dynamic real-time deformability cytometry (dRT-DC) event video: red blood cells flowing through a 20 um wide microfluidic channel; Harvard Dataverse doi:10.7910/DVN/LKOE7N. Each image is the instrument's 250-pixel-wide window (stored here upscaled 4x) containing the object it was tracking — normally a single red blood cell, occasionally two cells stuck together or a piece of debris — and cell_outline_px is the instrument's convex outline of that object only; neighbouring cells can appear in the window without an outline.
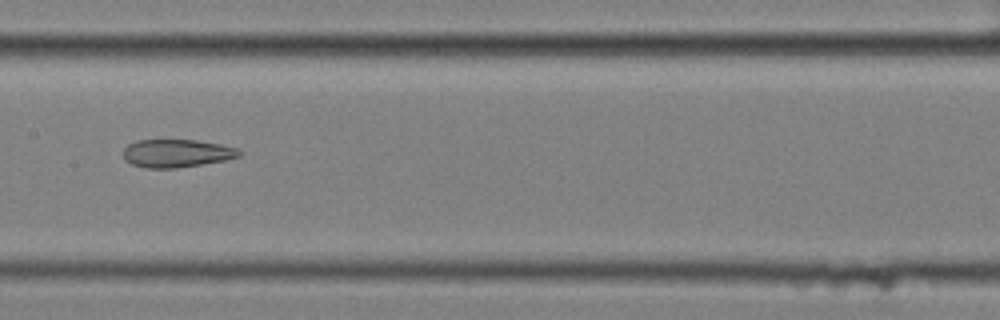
{"species": "common noctule bat (a hibernating species)", "species_latin": "Nyctalus noctula", "temperature_condition": "cold", "stored_images_in_passage": 9, "camera_frame_rate_fps": 3000, "um_per_image_px": 0.085, "animal": {"sex": "female", "body_mass_g": 25.1}, "frame": {"image": 1, "passage_image": 6, "time_ms": 1.667, "image_size_px": [1000, 320], "cell_outline_px": [[240, 156], [224, 160], [176, 168], [148, 168], [132, 164], [124, 160], [124, 148], [128, 144], [136, 140], [196, 140], [220, 144], [236, 148], [240, 152]], "centroid_in_image_um": [14.98, 13.02], "position_along_channel_um": 192.4, "area_um2": 18.73}}
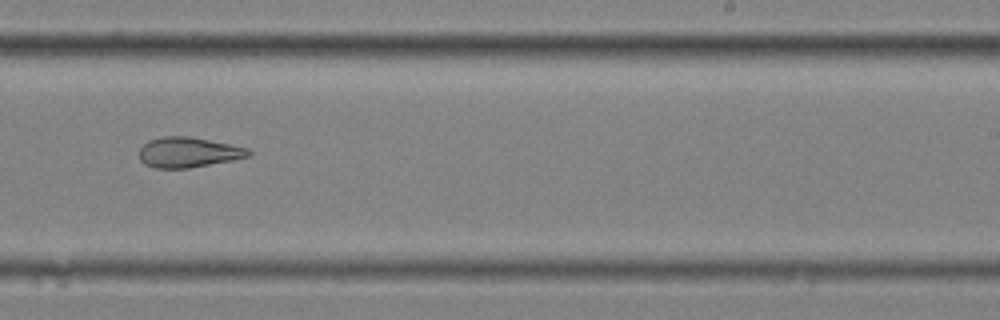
{"frame": {"image": 2, "passage_image": 8, "time_ms": 2.333, "image_size_px": [1000, 320], "cell_outline_px": [[252, 156], [232, 160], [188, 168], [156, 168], [144, 164], [140, 160], [140, 148], [148, 140], [164, 136], [188, 136], [248, 148], [252, 152]], "centroid_in_image_um": [16.0, 12.95], "position_along_channel_um": 273.0, "area_um2": 19.13}}
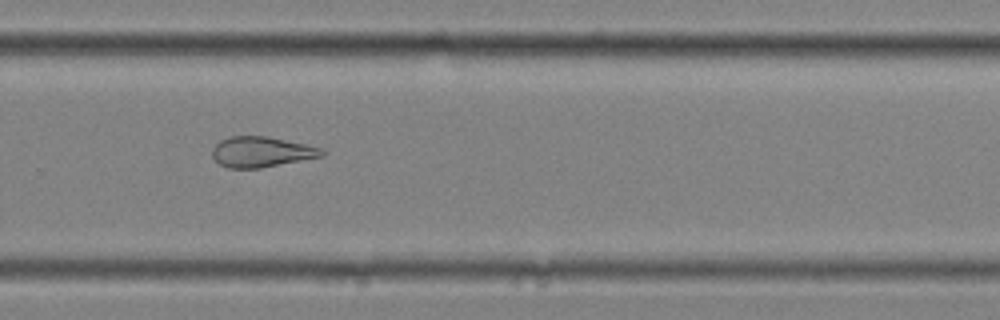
{"frame": {"image": 3, "passage_image": 9, "time_ms": 2.667, "image_size_px": [1000, 320], "cell_outline_px": [[324, 156], [260, 168], [228, 168], [220, 164], [212, 156], [212, 148], [220, 140], [232, 136], [268, 136], [304, 144], [320, 148], [324, 152]], "centroid_in_image_um": [22.19, 12.91], "position_along_channel_um": 307.6, "area_um2": 19.31}}